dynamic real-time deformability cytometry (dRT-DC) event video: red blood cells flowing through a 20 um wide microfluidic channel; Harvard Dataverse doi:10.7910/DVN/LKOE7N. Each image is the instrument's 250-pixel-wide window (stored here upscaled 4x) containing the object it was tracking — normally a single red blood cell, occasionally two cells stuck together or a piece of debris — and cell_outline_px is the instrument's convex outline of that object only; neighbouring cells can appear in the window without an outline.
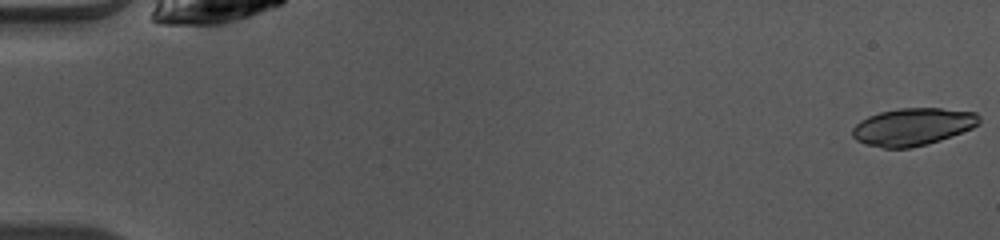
{"species": "common noctule bat (a hibernating species)", "species_latin": "Nyctalus noctula", "temperature_condition": "warm", "stored_images_in_passage": 49, "camera_frame_rate_fps": 3000, "um_per_image_px": 0.085, "animal": {"sex": "female", "body_mass_g": 10.0, "forearm_length_mm": 53.1}, "frame": {"image": 1, "passage_image": 1, "time_ms": 0.0, "image_size_px": [1000, 240], "cell_outline_px": [[980, 124], [972, 128], [940, 140], [908, 148], [884, 148], [864, 144], [856, 140], [852, 136], [852, 128], [860, 120], [868, 116], [880, 112], [900, 108], [940, 108], [976, 112], [980, 116]], "centroid_in_image_um": [77.57, 10.77], "position_along_channel_um": 7.4, "area_um2": 27.63}}
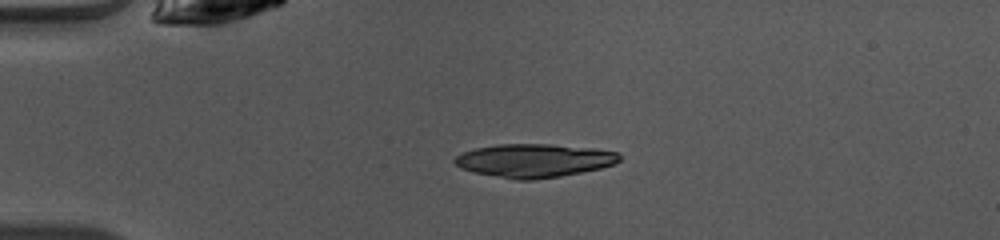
{"frame": {"image": 2, "passage_image": 12, "time_ms": 3.667, "image_size_px": [1000, 240], "cell_outline_px": [[620, 160], [616, 164], [600, 168], [560, 176], [532, 180], [516, 180], [472, 172], [460, 168], [452, 160], [456, 156], [464, 152], [476, 148], [500, 144], [548, 144], [592, 148], [616, 152], [620, 156]], "centroid_in_image_um": [45.38, 13.65], "position_along_channel_um": 39.6, "area_um2": 31.96}}
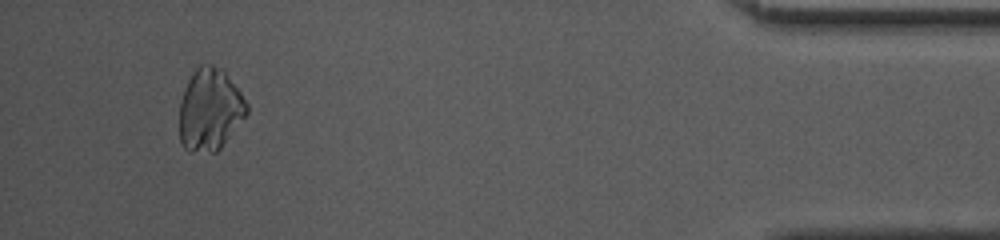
{"frame": {"image": 3, "passage_image": 46, "time_ms": 15.0, "image_size_px": [1000, 240], "cell_outline_px": [[248, 112], [220, 148], [216, 152], [188, 152], [184, 148], [180, 140], [180, 100], [184, 88], [192, 72], [200, 64], [212, 64], [224, 68], [248, 104]], "centroid_in_image_um": [17.83, 9.29], "position_along_channel_um": 417.4, "area_um2": 32.43}}